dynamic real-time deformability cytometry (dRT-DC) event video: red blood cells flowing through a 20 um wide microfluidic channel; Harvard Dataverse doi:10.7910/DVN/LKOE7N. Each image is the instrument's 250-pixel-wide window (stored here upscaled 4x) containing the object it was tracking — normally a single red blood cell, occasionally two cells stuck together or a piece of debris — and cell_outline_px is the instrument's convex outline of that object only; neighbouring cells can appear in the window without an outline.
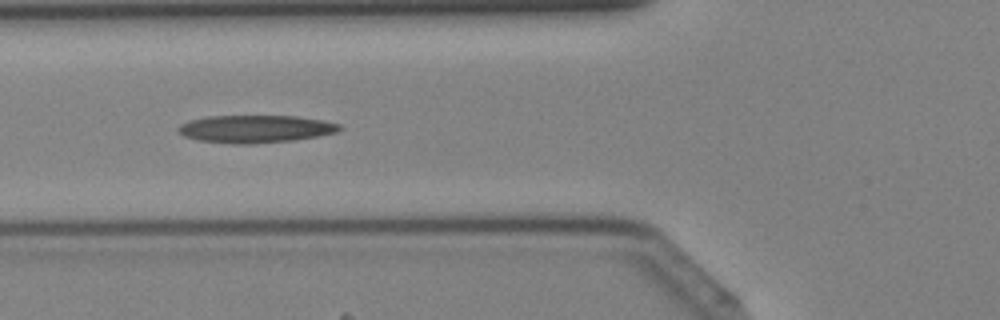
{"species": "Egyptian fruit bat (a non-hibernating species)", "species_latin": "Rousettus aegyptiacus", "temperature_condition": "cold", "stored_images_in_passage": 41, "camera_frame_rate_fps": 3000, "um_per_image_px": 0.085, "animal": {"sex": "female"}, "frame": {"image": 1, "passage_image": 15, "time_ms": 4.667, "image_size_px": [1000, 320], "cell_outline_px": [[344, 128], [336, 132], [320, 136], [292, 140], [252, 144], [232, 144], [196, 140], [184, 136], [176, 128], [180, 124], [188, 120], [208, 116], [296, 116], [324, 120], [340, 124]], "centroid_in_image_um": [21.71, 10.96], "position_along_channel_um": 104.1, "area_um2": 26.18}}
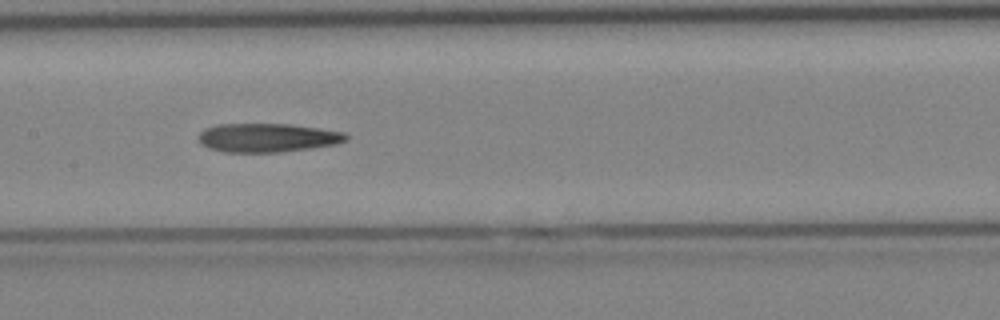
{"frame": {"image": 2, "passage_image": 20, "time_ms": 6.333, "image_size_px": [1000, 320], "cell_outline_px": [[348, 140], [336, 144], [280, 152], [224, 152], [208, 148], [200, 144], [200, 132], [204, 128], [216, 124], [288, 124], [344, 132], [348, 136]], "centroid_in_image_um": [22.7, 11.7], "position_along_channel_um": 184.7, "area_um2": 24.62}}
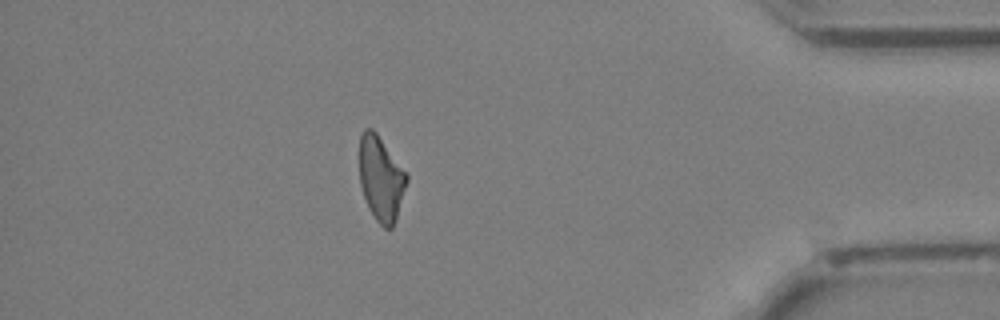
{"frame": {"image": 3, "passage_image": 36, "time_ms": 11.667, "image_size_px": [1000, 320], "cell_outline_px": [[408, 180], [396, 220], [392, 228], [384, 228], [376, 220], [368, 208], [360, 184], [360, 136], [364, 128], [372, 128], [376, 132], [408, 176]], "centroid_in_image_um": [32.38, 15.2], "position_along_channel_um": 402.8, "area_um2": 23.06}}